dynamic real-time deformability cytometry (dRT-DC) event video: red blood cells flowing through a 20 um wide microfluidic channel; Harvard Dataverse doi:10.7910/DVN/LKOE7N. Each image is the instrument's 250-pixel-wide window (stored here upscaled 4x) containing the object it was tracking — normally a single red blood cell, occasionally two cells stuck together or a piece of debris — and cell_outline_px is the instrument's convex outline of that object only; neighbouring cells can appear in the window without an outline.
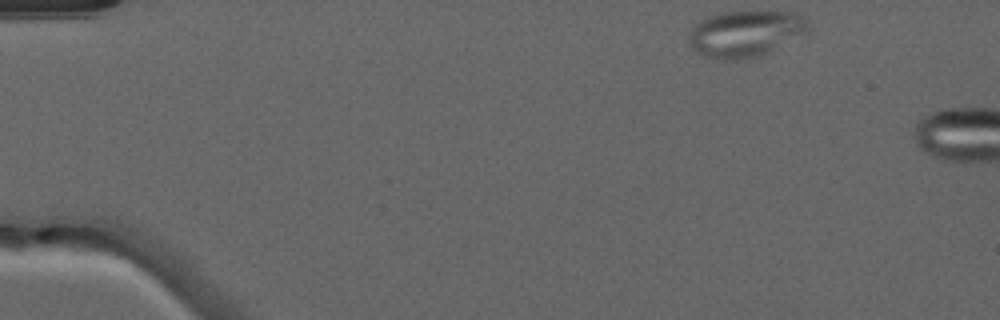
{"species": "common noctule bat (a hibernating species)", "species_latin": "Nyctalus noctula", "temperature_condition": "warm", "stored_images_in_passage": 5, "camera_frame_rate_fps": 3000, "um_per_image_px": 0.085, "animal": {"sex": "male", "forearm_length_mm": 52.5}, "frame": {"image": 1, "passage_image": 1, "time_ms": 0.0, "image_size_px": [1000, 320], "cell_outline_px": [[808, 24], [804, 32], [768, 52], [756, 56], [736, 60], [724, 60], [704, 56], [696, 52], [692, 48], [688, 40], [688, 36], [692, 28], [700, 20], [724, 12], [792, 12], [804, 16]], "centroid_in_image_um": [63.28, 2.86], "position_along_channel_um": 21.7, "area_um2": 31.44}}